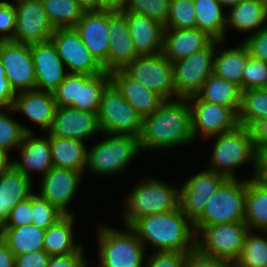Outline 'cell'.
I'll list each match as a JSON object with an SVG mask.
<instances>
[{
	"instance_id": "60d3db41",
	"label": "cell",
	"mask_w": 267,
	"mask_h": 267,
	"mask_svg": "<svg viewBox=\"0 0 267 267\" xmlns=\"http://www.w3.org/2000/svg\"><path fill=\"white\" fill-rule=\"evenodd\" d=\"M165 29L196 28V10L193 0H171Z\"/></svg>"
},
{
	"instance_id": "e0dca14e",
	"label": "cell",
	"mask_w": 267,
	"mask_h": 267,
	"mask_svg": "<svg viewBox=\"0 0 267 267\" xmlns=\"http://www.w3.org/2000/svg\"><path fill=\"white\" fill-rule=\"evenodd\" d=\"M82 177L81 172L53 166L42 176L38 195L65 215L73 214L67 207L74 199Z\"/></svg>"
},
{
	"instance_id": "4316f807",
	"label": "cell",
	"mask_w": 267,
	"mask_h": 267,
	"mask_svg": "<svg viewBox=\"0 0 267 267\" xmlns=\"http://www.w3.org/2000/svg\"><path fill=\"white\" fill-rule=\"evenodd\" d=\"M32 179L25 176L12 163L0 173V224L9 217L10 210L33 192Z\"/></svg>"
},
{
	"instance_id": "f5cc1de1",
	"label": "cell",
	"mask_w": 267,
	"mask_h": 267,
	"mask_svg": "<svg viewBox=\"0 0 267 267\" xmlns=\"http://www.w3.org/2000/svg\"><path fill=\"white\" fill-rule=\"evenodd\" d=\"M50 255L43 249L15 256V267H47Z\"/></svg>"
},
{
	"instance_id": "bcb514c9",
	"label": "cell",
	"mask_w": 267,
	"mask_h": 267,
	"mask_svg": "<svg viewBox=\"0 0 267 267\" xmlns=\"http://www.w3.org/2000/svg\"><path fill=\"white\" fill-rule=\"evenodd\" d=\"M16 9L13 2L0 1V42L13 41L16 29ZM7 33V34H6Z\"/></svg>"
},
{
	"instance_id": "5b68a950",
	"label": "cell",
	"mask_w": 267,
	"mask_h": 267,
	"mask_svg": "<svg viewBox=\"0 0 267 267\" xmlns=\"http://www.w3.org/2000/svg\"><path fill=\"white\" fill-rule=\"evenodd\" d=\"M124 226L159 212L179 208V189L156 179L146 178L133 188L126 198Z\"/></svg>"
},
{
	"instance_id": "8fae6325",
	"label": "cell",
	"mask_w": 267,
	"mask_h": 267,
	"mask_svg": "<svg viewBox=\"0 0 267 267\" xmlns=\"http://www.w3.org/2000/svg\"><path fill=\"white\" fill-rule=\"evenodd\" d=\"M124 70L136 81L165 100L177 99L173 65L162 52L155 55L138 56Z\"/></svg>"
},
{
	"instance_id": "ee69618b",
	"label": "cell",
	"mask_w": 267,
	"mask_h": 267,
	"mask_svg": "<svg viewBox=\"0 0 267 267\" xmlns=\"http://www.w3.org/2000/svg\"><path fill=\"white\" fill-rule=\"evenodd\" d=\"M267 88V63L249 56L242 76V91Z\"/></svg>"
},
{
	"instance_id": "94428289",
	"label": "cell",
	"mask_w": 267,
	"mask_h": 267,
	"mask_svg": "<svg viewBox=\"0 0 267 267\" xmlns=\"http://www.w3.org/2000/svg\"><path fill=\"white\" fill-rule=\"evenodd\" d=\"M8 154L0 149V173L3 172L10 164Z\"/></svg>"
},
{
	"instance_id": "836d02e7",
	"label": "cell",
	"mask_w": 267,
	"mask_h": 267,
	"mask_svg": "<svg viewBox=\"0 0 267 267\" xmlns=\"http://www.w3.org/2000/svg\"><path fill=\"white\" fill-rule=\"evenodd\" d=\"M250 230L267 231V187L246 178L245 221Z\"/></svg>"
},
{
	"instance_id": "44dd1931",
	"label": "cell",
	"mask_w": 267,
	"mask_h": 267,
	"mask_svg": "<svg viewBox=\"0 0 267 267\" xmlns=\"http://www.w3.org/2000/svg\"><path fill=\"white\" fill-rule=\"evenodd\" d=\"M110 46L108 51V73L125 69L139 55L130 37L125 10L108 11Z\"/></svg>"
},
{
	"instance_id": "d6a6232c",
	"label": "cell",
	"mask_w": 267,
	"mask_h": 267,
	"mask_svg": "<svg viewBox=\"0 0 267 267\" xmlns=\"http://www.w3.org/2000/svg\"><path fill=\"white\" fill-rule=\"evenodd\" d=\"M74 214L64 215L55 224L45 230L44 250L50 256L75 253L81 245L74 244Z\"/></svg>"
},
{
	"instance_id": "ac0fdd59",
	"label": "cell",
	"mask_w": 267,
	"mask_h": 267,
	"mask_svg": "<svg viewBox=\"0 0 267 267\" xmlns=\"http://www.w3.org/2000/svg\"><path fill=\"white\" fill-rule=\"evenodd\" d=\"M100 132L97 112L57 107L52 125L47 133L55 137L85 141L86 138Z\"/></svg>"
},
{
	"instance_id": "c3c4849f",
	"label": "cell",
	"mask_w": 267,
	"mask_h": 267,
	"mask_svg": "<svg viewBox=\"0 0 267 267\" xmlns=\"http://www.w3.org/2000/svg\"><path fill=\"white\" fill-rule=\"evenodd\" d=\"M32 224L31 196L17 203L2 227H19Z\"/></svg>"
},
{
	"instance_id": "681fc988",
	"label": "cell",
	"mask_w": 267,
	"mask_h": 267,
	"mask_svg": "<svg viewBox=\"0 0 267 267\" xmlns=\"http://www.w3.org/2000/svg\"><path fill=\"white\" fill-rule=\"evenodd\" d=\"M243 43L247 46L250 56L267 63V25L248 36Z\"/></svg>"
},
{
	"instance_id": "91938a15",
	"label": "cell",
	"mask_w": 267,
	"mask_h": 267,
	"mask_svg": "<svg viewBox=\"0 0 267 267\" xmlns=\"http://www.w3.org/2000/svg\"><path fill=\"white\" fill-rule=\"evenodd\" d=\"M85 11H101V0H77Z\"/></svg>"
},
{
	"instance_id": "5bb4252c",
	"label": "cell",
	"mask_w": 267,
	"mask_h": 267,
	"mask_svg": "<svg viewBox=\"0 0 267 267\" xmlns=\"http://www.w3.org/2000/svg\"><path fill=\"white\" fill-rule=\"evenodd\" d=\"M0 61L15 93L35 89L36 78L30 45L15 41L0 42Z\"/></svg>"
},
{
	"instance_id": "11a10c76",
	"label": "cell",
	"mask_w": 267,
	"mask_h": 267,
	"mask_svg": "<svg viewBox=\"0 0 267 267\" xmlns=\"http://www.w3.org/2000/svg\"><path fill=\"white\" fill-rule=\"evenodd\" d=\"M16 93L11 88L7 77L0 79V108H11L15 102Z\"/></svg>"
},
{
	"instance_id": "f1b7e54d",
	"label": "cell",
	"mask_w": 267,
	"mask_h": 267,
	"mask_svg": "<svg viewBox=\"0 0 267 267\" xmlns=\"http://www.w3.org/2000/svg\"><path fill=\"white\" fill-rule=\"evenodd\" d=\"M195 95L202 101L231 107L239 113L242 97L240 86L215 74L209 76Z\"/></svg>"
},
{
	"instance_id": "4dcf8cb0",
	"label": "cell",
	"mask_w": 267,
	"mask_h": 267,
	"mask_svg": "<svg viewBox=\"0 0 267 267\" xmlns=\"http://www.w3.org/2000/svg\"><path fill=\"white\" fill-rule=\"evenodd\" d=\"M196 10V28L216 41H224L227 14L217 0H193Z\"/></svg>"
},
{
	"instance_id": "cb8c5ba5",
	"label": "cell",
	"mask_w": 267,
	"mask_h": 267,
	"mask_svg": "<svg viewBox=\"0 0 267 267\" xmlns=\"http://www.w3.org/2000/svg\"><path fill=\"white\" fill-rule=\"evenodd\" d=\"M111 82L125 100L142 116L154 113L166 100L132 78L124 69L110 73Z\"/></svg>"
},
{
	"instance_id": "6125c7cd",
	"label": "cell",
	"mask_w": 267,
	"mask_h": 267,
	"mask_svg": "<svg viewBox=\"0 0 267 267\" xmlns=\"http://www.w3.org/2000/svg\"><path fill=\"white\" fill-rule=\"evenodd\" d=\"M223 8L227 7H233L236 6L237 4L241 3L244 0H217Z\"/></svg>"
},
{
	"instance_id": "be15d7a7",
	"label": "cell",
	"mask_w": 267,
	"mask_h": 267,
	"mask_svg": "<svg viewBox=\"0 0 267 267\" xmlns=\"http://www.w3.org/2000/svg\"><path fill=\"white\" fill-rule=\"evenodd\" d=\"M2 77H6V74H5L4 66L2 65L0 61V79H2Z\"/></svg>"
},
{
	"instance_id": "ffe728a7",
	"label": "cell",
	"mask_w": 267,
	"mask_h": 267,
	"mask_svg": "<svg viewBox=\"0 0 267 267\" xmlns=\"http://www.w3.org/2000/svg\"><path fill=\"white\" fill-rule=\"evenodd\" d=\"M34 62L35 89L53 92L68 72L51 40L30 45Z\"/></svg>"
},
{
	"instance_id": "74e56055",
	"label": "cell",
	"mask_w": 267,
	"mask_h": 267,
	"mask_svg": "<svg viewBox=\"0 0 267 267\" xmlns=\"http://www.w3.org/2000/svg\"><path fill=\"white\" fill-rule=\"evenodd\" d=\"M49 22L53 28H74L85 10L77 0H43Z\"/></svg>"
},
{
	"instance_id": "6da1fadb",
	"label": "cell",
	"mask_w": 267,
	"mask_h": 267,
	"mask_svg": "<svg viewBox=\"0 0 267 267\" xmlns=\"http://www.w3.org/2000/svg\"><path fill=\"white\" fill-rule=\"evenodd\" d=\"M193 140L188 98L166 100L154 113L143 117L139 137L142 151L165 150Z\"/></svg>"
},
{
	"instance_id": "30bf717a",
	"label": "cell",
	"mask_w": 267,
	"mask_h": 267,
	"mask_svg": "<svg viewBox=\"0 0 267 267\" xmlns=\"http://www.w3.org/2000/svg\"><path fill=\"white\" fill-rule=\"evenodd\" d=\"M222 41L213 40L205 49L172 63L174 85L178 98L195 95L214 73L216 46Z\"/></svg>"
},
{
	"instance_id": "e7e4bbea",
	"label": "cell",
	"mask_w": 267,
	"mask_h": 267,
	"mask_svg": "<svg viewBox=\"0 0 267 267\" xmlns=\"http://www.w3.org/2000/svg\"><path fill=\"white\" fill-rule=\"evenodd\" d=\"M263 2L265 3V5H266V8H267V0H263Z\"/></svg>"
},
{
	"instance_id": "7dc6e473",
	"label": "cell",
	"mask_w": 267,
	"mask_h": 267,
	"mask_svg": "<svg viewBox=\"0 0 267 267\" xmlns=\"http://www.w3.org/2000/svg\"><path fill=\"white\" fill-rule=\"evenodd\" d=\"M190 252H154L143 267H185Z\"/></svg>"
},
{
	"instance_id": "f35d334b",
	"label": "cell",
	"mask_w": 267,
	"mask_h": 267,
	"mask_svg": "<svg viewBox=\"0 0 267 267\" xmlns=\"http://www.w3.org/2000/svg\"><path fill=\"white\" fill-rule=\"evenodd\" d=\"M249 230L241 254L234 263L237 267H267V236ZM266 233L267 231H262Z\"/></svg>"
},
{
	"instance_id": "9c48e42d",
	"label": "cell",
	"mask_w": 267,
	"mask_h": 267,
	"mask_svg": "<svg viewBox=\"0 0 267 267\" xmlns=\"http://www.w3.org/2000/svg\"><path fill=\"white\" fill-rule=\"evenodd\" d=\"M249 230L245 222L206 225L196 234V249L205 256L234 264L241 254Z\"/></svg>"
},
{
	"instance_id": "680465c9",
	"label": "cell",
	"mask_w": 267,
	"mask_h": 267,
	"mask_svg": "<svg viewBox=\"0 0 267 267\" xmlns=\"http://www.w3.org/2000/svg\"><path fill=\"white\" fill-rule=\"evenodd\" d=\"M127 0H101V11H123Z\"/></svg>"
},
{
	"instance_id": "d590c367",
	"label": "cell",
	"mask_w": 267,
	"mask_h": 267,
	"mask_svg": "<svg viewBox=\"0 0 267 267\" xmlns=\"http://www.w3.org/2000/svg\"><path fill=\"white\" fill-rule=\"evenodd\" d=\"M216 51L219 53H215L213 74L236 83L242 90L243 70L250 56L247 46L242 42L235 48Z\"/></svg>"
},
{
	"instance_id": "1f68e13d",
	"label": "cell",
	"mask_w": 267,
	"mask_h": 267,
	"mask_svg": "<svg viewBox=\"0 0 267 267\" xmlns=\"http://www.w3.org/2000/svg\"><path fill=\"white\" fill-rule=\"evenodd\" d=\"M45 230L36 225L2 227L0 238L14 253L21 255L44 249Z\"/></svg>"
},
{
	"instance_id": "f907efd6",
	"label": "cell",
	"mask_w": 267,
	"mask_h": 267,
	"mask_svg": "<svg viewBox=\"0 0 267 267\" xmlns=\"http://www.w3.org/2000/svg\"><path fill=\"white\" fill-rule=\"evenodd\" d=\"M233 263L219 258L208 257L197 249L188 254L185 267H232Z\"/></svg>"
},
{
	"instance_id": "e575fe53",
	"label": "cell",
	"mask_w": 267,
	"mask_h": 267,
	"mask_svg": "<svg viewBox=\"0 0 267 267\" xmlns=\"http://www.w3.org/2000/svg\"><path fill=\"white\" fill-rule=\"evenodd\" d=\"M110 82V73L106 71L95 76L78 74L77 101L69 107L81 111L97 112L102 93Z\"/></svg>"
},
{
	"instance_id": "9a60e30c",
	"label": "cell",
	"mask_w": 267,
	"mask_h": 267,
	"mask_svg": "<svg viewBox=\"0 0 267 267\" xmlns=\"http://www.w3.org/2000/svg\"><path fill=\"white\" fill-rule=\"evenodd\" d=\"M16 9V29L13 41L32 45L50 40L54 28L40 1L13 0Z\"/></svg>"
},
{
	"instance_id": "d6986e66",
	"label": "cell",
	"mask_w": 267,
	"mask_h": 267,
	"mask_svg": "<svg viewBox=\"0 0 267 267\" xmlns=\"http://www.w3.org/2000/svg\"><path fill=\"white\" fill-rule=\"evenodd\" d=\"M74 28L89 52L108 72V11H85Z\"/></svg>"
},
{
	"instance_id": "db71d44e",
	"label": "cell",
	"mask_w": 267,
	"mask_h": 267,
	"mask_svg": "<svg viewBox=\"0 0 267 267\" xmlns=\"http://www.w3.org/2000/svg\"><path fill=\"white\" fill-rule=\"evenodd\" d=\"M251 131L257 156L267 153V120L256 123Z\"/></svg>"
},
{
	"instance_id": "484cf974",
	"label": "cell",
	"mask_w": 267,
	"mask_h": 267,
	"mask_svg": "<svg viewBox=\"0 0 267 267\" xmlns=\"http://www.w3.org/2000/svg\"><path fill=\"white\" fill-rule=\"evenodd\" d=\"M213 39L198 28L165 29L163 55L171 62L205 49Z\"/></svg>"
},
{
	"instance_id": "ba28073f",
	"label": "cell",
	"mask_w": 267,
	"mask_h": 267,
	"mask_svg": "<svg viewBox=\"0 0 267 267\" xmlns=\"http://www.w3.org/2000/svg\"><path fill=\"white\" fill-rule=\"evenodd\" d=\"M97 115L102 133L140 137L143 117L112 82L102 93Z\"/></svg>"
},
{
	"instance_id": "f546056e",
	"label": "cell",
	"mask_w": 267,
	"mask_h": 267,
	"mask_svg": "<svg viewBox=\"0 0 267 267\" xmlns=\"http://www.w3.org/2000/svg\"><path fill=\"white\" fill-rule=\"evenodd\" d=\"M266 20L267 8L263 0H244L230 8L226 27L253 34L263 28Z\"/></svg>"
},
{
	"instance_id": "d4e9b609",
	"label": "cell",
	"mask_w": 267,
	"mask_h": 267,
	"mask_svg": "<svg viewBox=\"0 0 267 267\" xmlns=\"http://www.w3.org/2000/svg\"><path fill=\"white\" fill-rule=\"evenodd\" d=\"M33 135V133L25 134L22 143L17 148L20 150L19 160H11V163L30 179H33L31 177L32 172H41L44 176L53 167L50 153V135L46 134V137Z\"/></svg>"
},
{
	"instance_id": "603a6c76",
	"label": "cell",
	"mask_w": 267,
	"mask_h": 267,
	"mask_svg": "<svg viewBox=\"0 0 267 267\" xmlns=\"http://www.w3.org/2000/svg\"><path fill=\"white\" fill-rule=\"evenodd\" d=\"M130 37L139 56L155 55L163 50L165 26L146 16L125 11Z\"/></svg>"
},
{
	"instance_id": "9f6ffc18",
	"label": "cell",
	"mask_w": 267,
	"mask_h": 267,
	"mask_svg": "<svg viewBox=\"0 0 267 267\" xmlns=\"http://www.w3.org/2000/svg\"><path fill=\"white\" fill-rule=\"evenodd\" d=\"M0 267H15V255L0 238Z\"/></svg>"
},
{
	"instance_id": "6f0895ef",
	"label": "cell",
	"mask_w": 267,
	"mask_h": 267,
	"mask_svg": "<svg viewBox=\"0 0 267 267\" xmlns=\"http://www.w3.org/2000/svg\"><path fill=\"white\" fill-rule=\"evenodd\" d=\"M255 179L267 187V153L258 156Z\"/></svg>"
},
{
	"instance_id": "ab89813d",
	"label": "cell",
	"mask_w": 267,
	"mask_h": 267,
	"mask_svg": "<svg viewBox=\"0 0 267 267\" xmlns=\"http://www.w3.org/2000/svg\"><path fill=\"white\" fill-rule=\"evenodd\" d=\"M4 110L0 108V149L8 154V150L18 148L25 134L32 133V130L12 119Z\"/></svg>"
},
{
	"instance_id": "4fadbf2b",
	"label": "cell",
	"mask_w": 267,
	"mask_h": 267,
	"mask_svg": "<svg viewBox=\"0 0 267 267\" xmlns=\"http://www.w3.org/2000/svg\"><path fill=\"white\" fill-rule=\"evenodd\" d=\"M188 100L194 139L199 133L209 139L233 131L239 126L238 113L233 108L202 101L196 95Z\"/></svg>"
},
{
	"instance_id": "7402d4cb",
	"label": "cell",
	"mask_w": 267,
	"mask_h": 267,
	"mask_svg": "<svg viewBox=\"0 0 267 267\" xmlns=\"http://www.w3.org/2000/svg\"><path fill=\"white\" fill-rule=\"evenodd\" d=\"M57 109L52 92L28 90L16 93L13 107L5 108V112H20L36 123L41 132H48Z\"/></svg>"
},
{
	"instance_id": "2e32d148",
	"label": "cell",
	"mask_w": 267,
	"mask_h": 267,
	"mask_svg": "<svg viewBox=\"0 0 267 267\" xmlns=\"http://www.w3.org/2000/svg\"><path fill=\"white\" fill-rule=\"evenodd\" d=\"M227 179L225 175L205 170L190 177L179 189V207L194 223L204 212L209 197Z\"/></svg>"
},
{
	"instance_id": "816d5d0a",
	"label": "cell",
	"mask_w": 267,
	"mask_h": 267,
	"mask_svg": "<svg viewBox=\"0 0 267 267\" xmlns=\"http://www.w3.org/2000/svg\"><path fill=\"white\" fill-rule=\"evenodd\" d=\"M83 251L80 247L72 254L51 256L47 267H87L89 264L83 256Z\"/></svg>"
},
{
	"instance_id": "7c38bea8",
	"label": "cell",
	"mask_w": 267,
	"mask_h": 267,
	"mask_svg": "<svg viewBox=\"0 0 267 267\" xmlns=\"http://www.w3.org/2000/svg\"><path fill=\"white\" fill-rule=\"evenodd\" d=\"M50 40L68 73L95 76L104 72L103 66L86 48L75 28H55Z\"/></svg>"
},
{
	"instance_id": "7a4b0ae2",
	"label": "cell",
	"mask_w": 267,
	"mask_h": 267,
	"mask_svg": "<svg viewBox=\"0 0 267 267\" xmlns=\"http://www.w3.org/2000/svg\"><path fill=\"white\" fill-rule=\"evenodd\" d=\"M129 227L144 247L151 244L156 248L155 252H192L196 249L194 223L180 207L139 218Z\"/></svg>"
},
{
	"instance_id": "3957f363",
	"label": "cell",
	"mask_w": 267,
	"mask_h": 267,
	"mask_svg": "<svg viewBox=\"0 0 267 267\" xmlns=\"http://www.w3.org/2000/svg\"><path fill=\"white\" fill-rule=\"evenodd\" d=\"M215 137L213 151L208 170L225 175L227 178H236L234 169L242 164L252 162L254 172L250 179L255 178L258 156L254 149L253 135L250 128L238 126L233 131Z\"/></svg>"
},
{
	"instance_id": "f6af8a7d",
	"label": "cell",
	"mask_w": 267,
	"mask_h": 267,
	"mask_svg": "<svg viewBox=\"0 0 267 267\" xmlns=\"http://www.w3.org/2000/svg\"><path fill=\"white\" fill-rule=\"evenodd\" d=\"M52 93L57 107H69L74 101H77L78 74L68 73Z\"/></svg>"
},
{
	"instance_id": "83f0119b",
	"label": "cell",
	"mask_w": 267,
	"mask_h": 267,
	"mask_svg": "<svg viewBox=\"0 0 267 267\" xmlns=\"http://www.w3.org/2000/svg\"><path fill=\"white\" fill-rule=\"evenodd\" d=\"M50 153L54 167L71 169L82 174L86 170L88 148L82 140L50 135Z\"/></svg>"
},
{
	"instance_id": "03108f58",
	"label": "cell",
	"mask_w": 267,
	"mask_h": 267,
	"mask_svg": "<svg viewBox=\"0 0 267 267\" xmlns=\"http://www.w3.org/2000/svg\"><path fill=\"white\" fill-rule=\"evenodd\" d=\"M28 1H40V2H42L43 0H28Z\"/></svg>"
},
{
	"instance_id": "52a82bcc",
	"label": "cell",
	"mask_w": 267,
	"mask_h": 267,
	"mask_svg": "<svg viewBox=\"0 0 267 267\" xmlns=\"http://www.w3.org/2000/svg\"><path fill=\"white\" fill-rule=\"evenodd\" d=\"M105 139L88 149L87 170L101 175L123 172L141 152L139 138L133 135L105 134Z\"/></svg>"
},
{
	"instance_id": "7bdbcfd3",
	"label": "cell",
	"mask_w": 267,
	"mask_h": 267,
	"mask_svg": "<svg viewBox=\"0 0 267 267\" xmlns=\"http://www.w3.org/2000/svg\"><path fill=\"white\" fill-rule=\"evenodd\" d=\"M32 224L47 230L65 214L38 194L31 195Z\"/></svg>"
},
{
	"instance_id": "8992f818",
	"label": "cell",
	"mask_w": 267,
	"mask_h": 267,
	"mask_svg": "<svg viewBox=\"0 0 267 267\" xmlns=\"http://www.w3.org/2000/svg\"><path fill=\"white\" fill-rule=\"evenodd\" d=\"M125 231L99 225V267H143L145 247L135 232L125 226Z\"/></svg>"
},
{
	"instance_id": "8d00e7d4",
	"label": "cell",
	"mask_w": 267,
	"mask_h": 267,
	"mask_svg": "<svg viewBox=\"0 0 267 267\" xmlns=\"http://www.w3.org/2000/svg\"><path fill=\"white\" fill-rule=\"evenodd\" d=\"M267 120V88L242 91L238 113L240 126L252 128L256 123Z\"/></svg>"
},
{
	"instance_id": "b9f144b4",
	"label": "cell",
	"mask_w": 267,
	"mask_h": 267,
	"mask_svg": "<svg viewBox=\"0 0 267 267\" xmlns=\"http://www.w3.org/2000/svg\"><path fill=\"white\" fill-rule=\"evenodd\" d=\"M171 0H127L125 11L146 16L165 25L170 13Z\"/></svg>"
},
{
	"instance_id": "277c9868",
	"label": "cell",
	"mask_w": 267,
	"mask_h": 267,
	"mask_svg": "<svg viewBox=\"0 0 267 267\" xmlns=\"http://www.w3.org/2000/svg\"><path fill=\"white\" fill-rule=\"evenodd\" d=\"M246 180L227 178L212 194L194 222L196 234L206 225L245 221Z\"/></svg>"
}]
</instances>
